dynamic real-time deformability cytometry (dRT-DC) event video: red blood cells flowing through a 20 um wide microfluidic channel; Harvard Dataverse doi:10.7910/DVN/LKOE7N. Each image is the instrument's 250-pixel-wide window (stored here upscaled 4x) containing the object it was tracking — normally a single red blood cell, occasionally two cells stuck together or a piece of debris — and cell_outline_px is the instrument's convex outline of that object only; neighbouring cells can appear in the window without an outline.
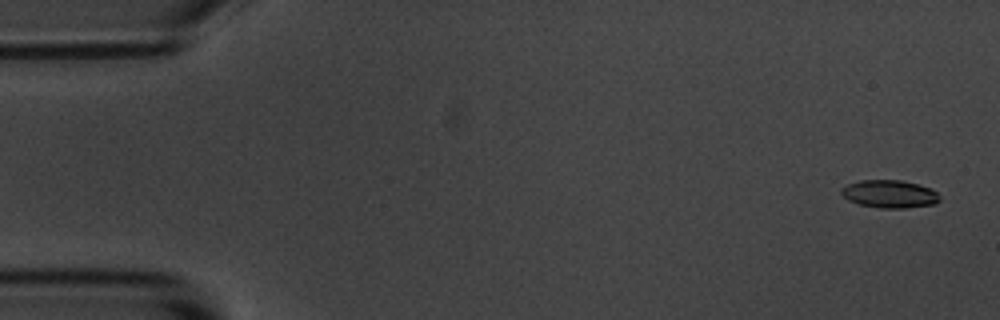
{"species": "common noctule bat (a hibernating species)", "species_latin": "Nyctalus noctula", "temperature_condition": "room temperature", "stored_images_in_passage": 5, "camera_frame_rate_fps": 3000, "um_per_image_px": 0.085, "animal": {"sex": "male", "body_mass_g": 20.1, "forearm_length_mm": 53.5}, "frame": {"image": 1, "passage_image": 1, "time_ms": 0.0, "image_size_px": [1000, 320], "cell_outline_px": [[940, 200], [936, 204], [904, 208], [880, 208], [860, 204], [848, 200], [840, 192], [840, 188], [848, 184], [860, 180], [900, 180], [916, 184], [928, 188], [936, 192], [940, 196]], "centroid_in_image_um": [75.6, 16.49], "position_along_channel_um": 9.4, "area_um2": 15.84}}
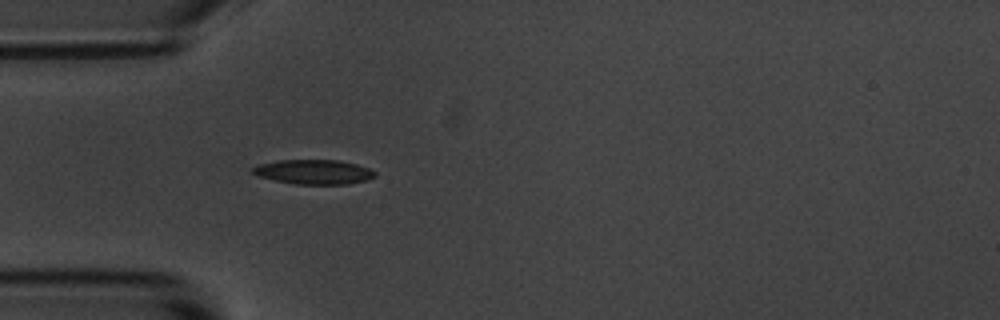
{"frame": {"image": 2, "passage_image": 5, "time_ms": 4.667, "image_size_px": [1000, 320], "cell_outline_px": [[376, 176], [364, 180], [348, 184], [296, 184], [256, 176], [252, 172], [252, 168], [260, 164], [280, 160], [340, 160], [356, 164], [368, 168], [376, 172]], "centroid_in_image_um": [26.67, 14.61], "position_along_channel_um": 58.3, "area_um2": 17.34}}